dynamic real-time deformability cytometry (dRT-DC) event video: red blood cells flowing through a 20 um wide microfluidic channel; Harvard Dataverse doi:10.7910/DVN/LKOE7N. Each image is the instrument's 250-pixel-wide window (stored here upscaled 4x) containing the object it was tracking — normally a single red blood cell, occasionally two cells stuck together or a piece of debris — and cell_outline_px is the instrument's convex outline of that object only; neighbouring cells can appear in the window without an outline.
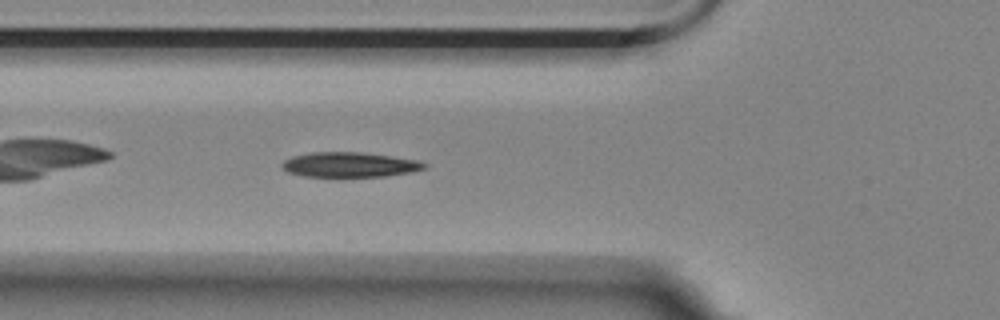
{"species": "Egyptian fruit bat (a non-hibernating species)", "species_latin": "Rousettus aegyptiacus", "temperature_condition": "room temperature", "stored_images_in_passage": 35, "camera_frame_rate_fps": 3000, "um_per_image_px": 0.085, "animal": {"sex": "female"}, "frame": {"image": 1, "passage_image": 7, "time_ms": 2.0, "image_size_px": [1000, 320], "cell_outline_px": [[428, 168], [412, 172], [384, 176], [304, 176], [288, 172], [280, 164], [284, 160], [292, 156], [312, 152], [360, 152], [416, 160], [428, 164]], "centroid_in_image_um": [29.72, 13.99], "position_along_channel_um": 96.1, "area_um2": 20.46}}
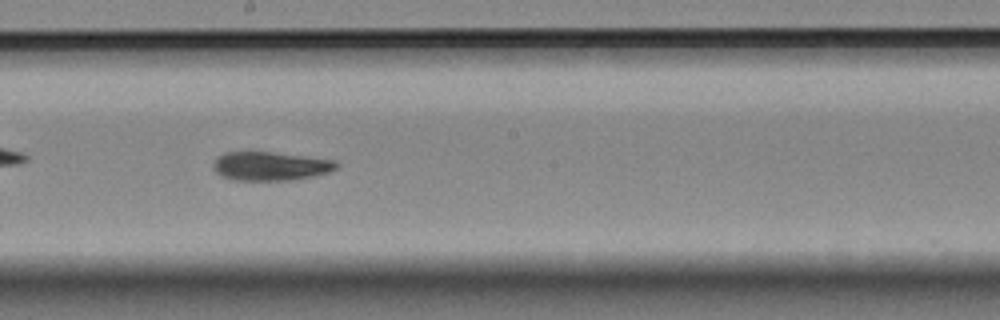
{"frame": {"image": 2, "passage_image": 18, "time_ms": 5.667, "image_size_px": [1000, 320], "cell_outline_px": [[340, 164], [336, 168], [328, 172], [312, 176], [288, 180], [232, 180], [216, 172], [212, 164], [224, 152], [272, 152], [336, 160]], "centroid_in_image_um": [23.0, 14.11], "position_along_channel_um": 225.2, "area_um2": 20.4}}
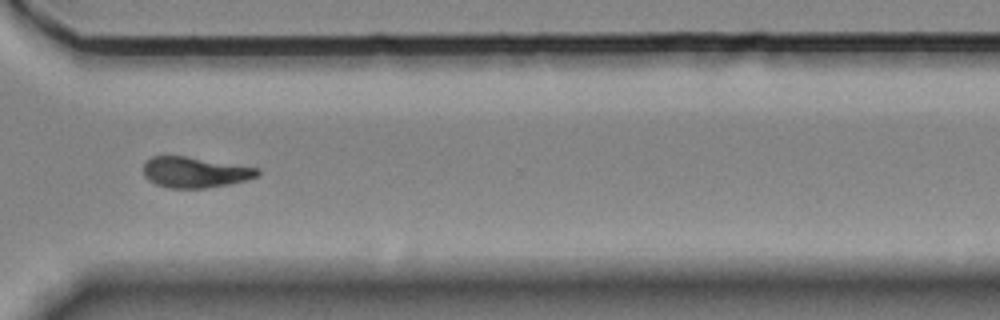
{"frame": {"image": 3, "passage_image": 29, "time_ms": 9.333, "image_size_px": [1000, 320], "cell_outline_px": [[260, 172], [256, 176], [244, 180], [228, 184], [204, 188], [168, 188], [156, 184], [148, 180], [144, 176], [144, 160], [152, 156], [184, 156], [260, 168]], "centroid_in_image_um": [16.52, 14.64], "position_along_channel_um": 354.1, "area_um2": 20.29}, "authors_computed_cell_mechanics": {"area_um2": 20.9236, "velocity_mm_per_s": 3.5099, "shape_relaxation_time_tau1_ms": 4.9474, "shape_relaxation_time_tau2_ms": 6.6166, "deformation_change_tau1": 0.1694, "deformation_change_tau2": 0.1488}}